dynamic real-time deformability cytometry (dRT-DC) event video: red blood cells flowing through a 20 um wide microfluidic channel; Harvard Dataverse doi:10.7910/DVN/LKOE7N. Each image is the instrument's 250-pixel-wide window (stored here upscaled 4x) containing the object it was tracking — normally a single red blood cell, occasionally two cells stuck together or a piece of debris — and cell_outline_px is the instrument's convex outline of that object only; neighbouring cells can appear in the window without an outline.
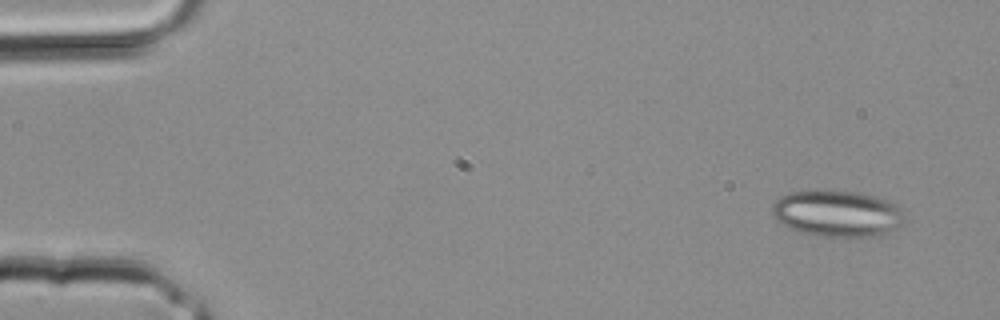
{"species": "common noctule bat (a hibernating species)", "species_latin": "Nyctalus noctula", "temperature_condition": "room temperature", "stored_images_in_passage": 4, "segment_of_instrument_passage": [1, 2], "camera_frame_rate_fps": 3000, "um_per_image_px": 0.085, "animal": {"sex": "male", "body_mass_g": 20.4}, "frame": {"image": 1, "passage_image": 1, "time_ms": 0.0, "image_size_px": [1000, 320], "cell_outline_px": [[904, 220], [896, 228], [888, 232], [876, 236], [824, 236], [800, 232], [776, 220], [772, 216], [772, 204], [780, 196], [788, 192], [816, 188], [824, 188], [860, 192], [896, 200], [900, 204], [904, 212]], "centroid_in_image_um": [71.2, 18.08], "position_along_channel_um": 13.8, "area_um2": 36.93}}